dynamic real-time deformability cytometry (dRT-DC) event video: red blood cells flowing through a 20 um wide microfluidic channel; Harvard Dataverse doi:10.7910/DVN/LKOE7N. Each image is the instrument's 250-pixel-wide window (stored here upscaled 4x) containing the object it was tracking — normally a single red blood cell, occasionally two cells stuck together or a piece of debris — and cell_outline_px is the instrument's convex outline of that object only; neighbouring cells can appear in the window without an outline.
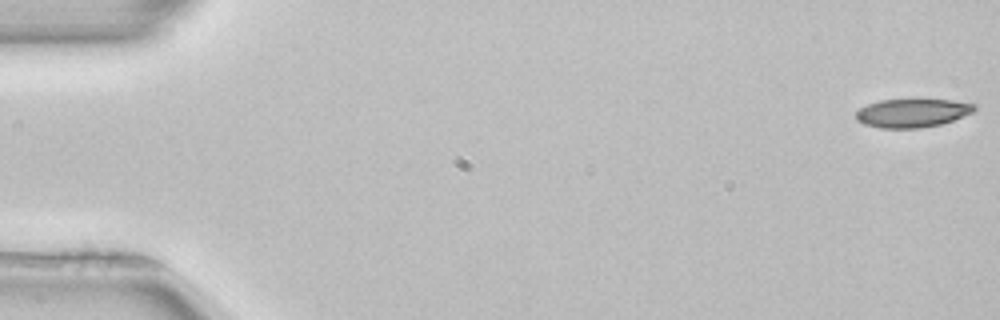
{"species": "common noctule bat (a hibernating species)", "species_latin": "Nyctalus noctula", "temperature_condition": "room temperature", "stored_images_in_passage": 52, "camera_frame_rate_fps": 3000, "um_per_image_px": 0.085, "animal": {"sex": "female", "body_mass_g": 22.7, "forearm_length_mm": 54.2}, "frame": {"image": 1, "passage_image": 1, "time_ms": 0.0, "image_size_px": [1000, 320], "cell_outline_px": [[976, 108], [972, 112], [952, 120], [940, 124], [920, 128], [880, 128], [864, 124], [856, 120], [856, 112], [860, 108], [868, 104], [880, 100], [952, 100], [976, 104]], "centroid_in_image_um": [77.52, 9.61], "position_along_channel_um": 7.5, "area_um2": 19.48}}
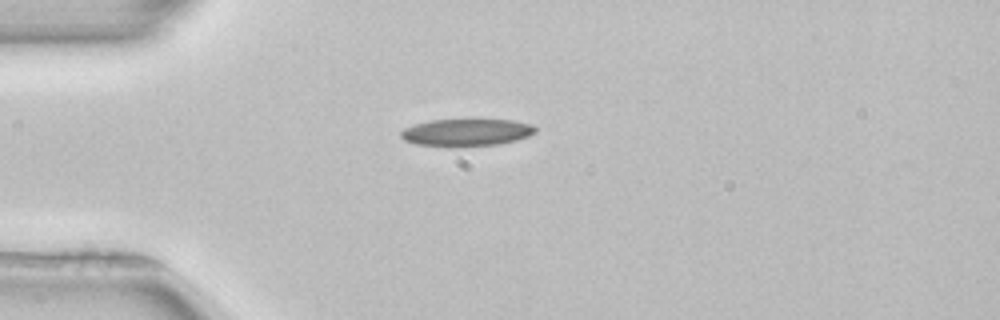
{"frame": {"image": 2, "passage_image": 14, "time_ms": 4.333, "image_size_px": [1000, 320], "cell_outline_px": [[536, 132], [528, 136], [516, 140], [500, 144], [460, 148], [416, 144], [404, 140], [400, 136], [400, 132], [404, 128], [416, 124], [432, 120], [512, 120], [532, 124], [536, 128]], "centroid_in_image_um": [39.65, 11.28], "position_along_channel_um": 45.3, "area_um2": 21.62}}
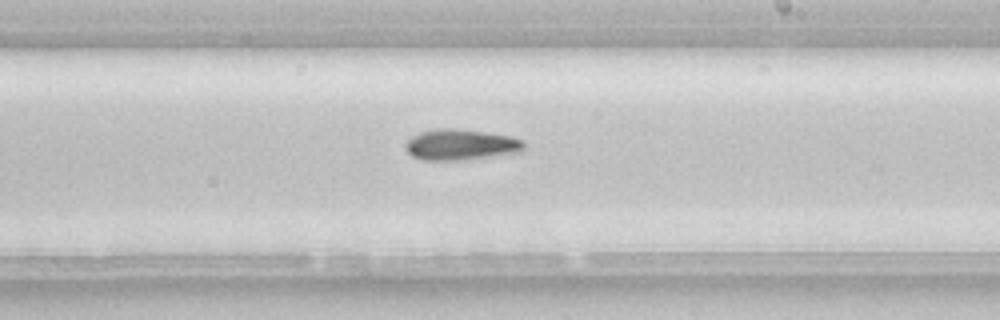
{"frame": {"image": 3, "passage_image": 31, "time_ms": 10.0, "image_size_px": [1000, 320], "cell_outline_px": [[524, 148], [520, 152], [464, 160], [420, 160], [412, 156], [404, 148], [404, 144], [412, 136], [420, 132], [436, 128], [452, 128], [484, 132], [512, 136], [524, 140]], "centroid_in_image_um": [39.14, 12.3], "position_along_channel_um": 249.9, "area_um2": 21.44}}